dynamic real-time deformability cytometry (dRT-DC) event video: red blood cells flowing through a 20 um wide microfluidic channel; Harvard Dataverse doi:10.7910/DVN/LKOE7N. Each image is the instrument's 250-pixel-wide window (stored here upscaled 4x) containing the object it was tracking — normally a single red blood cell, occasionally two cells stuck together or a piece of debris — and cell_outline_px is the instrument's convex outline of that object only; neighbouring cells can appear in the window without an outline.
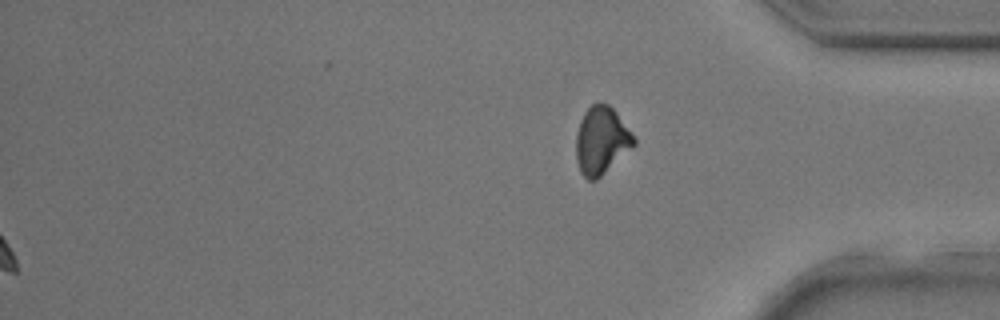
{"species": "common noctule bat (a hibernating species)", "species_latin": "Nyctalus noctula", "temperature_condition": "room temperature", "stored_images_in_passage": 34, "segment_of_instrument_passage": [2, 2], "camera_frame_rate_fps": 3000, "um_per_image_px": 0.085, "animal": {"sex": "male", "body_mass_g": 17.9, "forearm_length_mm": 54.2}, "frame": {"image": 1, "passage_image": 34, "time_ms": 11.0, "image_size_px": [1000, 320], "cell_outline_px": [[636, 144], [596, 180], [588, 180], [580, 172], [576, 160], [576, 136], [580, 120], [584, 112], [596, 100], [600, 100], [608, 104], [616, 112], [632, 132], [636, 140]], "centroid_in_image_um": [51.11, 11.91], "position_along_channel_um": 384.1, "area_um2": 22.89}}